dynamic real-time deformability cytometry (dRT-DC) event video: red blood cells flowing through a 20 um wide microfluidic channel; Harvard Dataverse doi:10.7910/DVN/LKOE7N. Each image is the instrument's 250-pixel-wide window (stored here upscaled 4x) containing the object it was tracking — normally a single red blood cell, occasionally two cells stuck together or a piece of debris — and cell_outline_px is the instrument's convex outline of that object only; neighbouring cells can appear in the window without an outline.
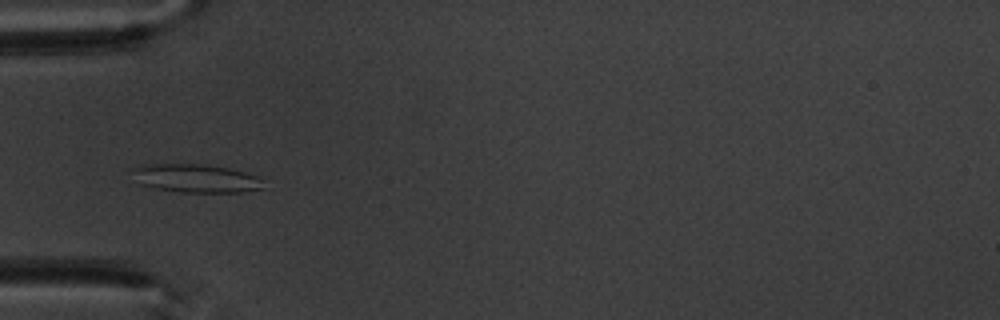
{"species": "common noctule bat (a hibernating species)", "species_latin": "Nyctalus noctula", "temperature_condition": "warm", "stored_images_in_passage": 7, "camera_frame_rate_fps": 3000, "um_per_image_px": 0.085, "animal": {"sex": "male", "body_mass_g": 20.1, "forearm_length_mm": 53.5}, "frame": {"image": 1, "passage_image": 5, "time_ms": 4.667, "image_size_px": [1000, 320], "cell_outline_px": [[264, 188], [240, 192], [180, 192], [156, 188], [136, 184], [132, 168], [144, 164], [204, 164], [228, 168], [244, 172], [256, 176], [260, 180]], "centroid_in_image_um": [16.58, 15.15], "position_along_channel_um": 68.4, "area_um2": 21.62}}
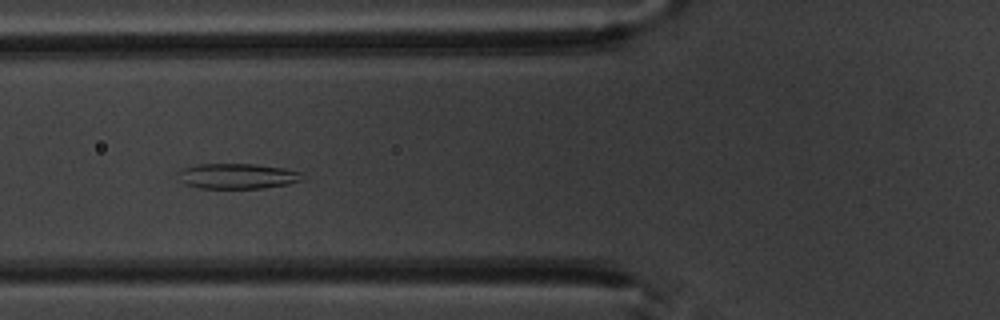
{"frame": {"image": 2, "passage_image": 6, "time_ms": 5.667, "image_size_px": [1000, 320], "cell_outline_px": [[304, 180], [288, 184], [264, 188], [200, 188], [184, 184], [180, 180], [176, 172], [184, 168], [196, 164], [256, 164], [284, 168], [304, 172]], "centroid_in_image_um": [20.21, 14.96], "position_along_channel_um": 105.6, "area_um2": 18.61}}